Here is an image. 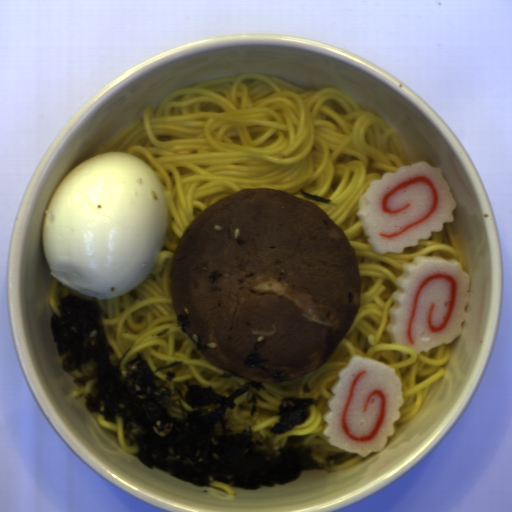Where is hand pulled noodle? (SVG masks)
I'll return each instance as SVG.
<instances>
[{"label": "hand pulled noodle", "instance_id": "2289bc40", "mask_svg": "<svg viewBox=\"0 0 512 512\" xmlns=\"http://www.w3.org/2000/svg\"><path fill=\"white\" fill-rule=\"evenodd\" d=\"M68 295H77L83 298L90 299L80 293H77L69 288H67L65 285H63L60 281H58L56 278L53 277L52 282L50 284L49 290L47 292L48 297V303L53 311L54 315L60 314V311L58 309V302L65 296Z\"/></svg>", "mask_w": 512, "mask_h": 512}, {"label": "hand pulled noodle", "instance_id": "772679e5", "mask_svg": "<svg viewBox=\"0 0 512 512\" xmlns=\"http://www.w3.org/2000/svg\"><path fill=\"white\" fill-rule=\"evenodd\" d=\"M96 420L99 425H101L108 431L117 433L119 446L126 454H130L133 456L138 455L137 443L134 444L133 446H127L126 444L124 437V420L121 415L115 418V422H110L106 420L105 415L96 412Z\"/></svg>", "mask_w": 512, "mask_h": 512}, {"label": "hand pulled noodle", "instance_id": "14784b9a", "mask_svg": "<svg viewBox=\"0 0 512 512\" xmlns=\"http://www.w3.org/2000/svg\"><path fill=\"white\" fill-rule=\"evenodd\" d=\"M128 152L142 159L159 180L166 202V233L161 252L144 281L120 296L97 299L103 330L114 354L110 364L127 363L143 354L152 370L165 379L176 372L174 384L194 380L230 396L252 380L212 365L178 326L170 272L174 252L192 221L227 195L249 188L287 191L323 209L346 234L354 248L360 279L357 314L331 357L310 373L281 383H261L234 399L227 409L226 428L241 433L248 423L268 437L274 449L289 437L309 435L305 445L323 464L329 452L352 453L330 443L324 434L325 415L335 397L339 373L354 356L394 368L404 400L392 426L393 439L401 425L419 412L430 388L442 380L451 345L440 344L418 354L392 345L388 333L397 279L404 263L415 257H443L468 264L450 222L416 246L379 254L368 243L357 215L361 196L385 173L411 166L398 129L362 106L343 89L305 88L272 74L243 73L193 83L169 92L159 103L147 104L141 115L114 135L92 156ZM331 199L324 204L298 190ZM258 407L250 417L249 394ZM310 398V415L290 431L273 433L282 399Z\"/></svg>", "mask_w": 512, "mask_h": 512}, {"label": "hand pulled noodle", "instance_id": "bd1af8b7", "mask_svg": "<svg viewBox=\"0 0 512 512\" xmlns=\"http://www.w3.org/2000/svg\"><path fill=\"white\" fill-rule=\"evenodd\" d=\"M364 458L365 457H361L360 455L356 454V457L349 459L348 461H346L345 463H343L341 465L334 466V467L327 468V469H320V470L325 471L327 473L334 474V473L352 468L353 466L357 465L360 461H362Z\"/></svg>", "mask_w": 512, "mask_h": 512}, {"label": "hand pulled noodle", "instance_id": "8796e031", "mask_svg": "<svg viewBox=\"0 0 512 512\" xmlns=\"http://www.w3.org/2000/svg\"><path fill=\"white\" fill-rule=\"evenodd\" d=\"M96 386V382L93 379H90L89 381H87L84 385V387H79V386H74L73 390H72V395L73 397H77L79 395H86L93 392L94 388Z\"/></svg>", "mask_w": 512, "mask_h": 512}, {"label": "hand pulled noodle", "instance_id": "6c469fb5", "mask_svg": "<svg viewBox=\"0 0 512 512\" xmlns=\"http://www.w3.org/2000/svg\"><path fill=\"white\" fill-rule=\"evenodd\" d=\"M76 379L81 378L83 376L82 372L77 368L70 372Z\"/></svg>", "mask_w": 512, "mask_h": 512}, {"label": "hand pulled noodle", "instance_id": "2babfb4a", "mask_svg": "<svg viewBox=\"0 0 512 512\" xmlns=\"http://www.w3.org/2000/svg\"><path fill=\"white\" fill-rule=\"evenodd\" d=\"M210 487L219 488L225 492H227L229 495H236V491L233 489L232 485H228L216 480H212V482L208 485Z\"/></svg>", "mask_w": 512, "mask_h": 512}]
</instances>
